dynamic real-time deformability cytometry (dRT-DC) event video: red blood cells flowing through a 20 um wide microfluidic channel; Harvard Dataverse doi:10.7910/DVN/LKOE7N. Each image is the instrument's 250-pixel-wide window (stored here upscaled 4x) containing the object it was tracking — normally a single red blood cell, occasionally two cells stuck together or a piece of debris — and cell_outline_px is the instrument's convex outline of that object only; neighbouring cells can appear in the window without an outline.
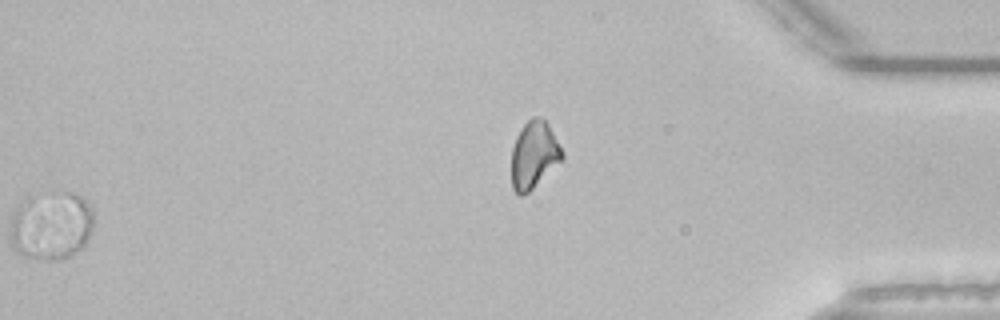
{"species": "common noctule bat (a hibernating species)", "species_latin": "Nyctalus noctula", "temperature_condition": "room temperature", "stored_images_in_passage": 51, "segment_of_instrument_passage": [2, 2], "camera_frame_rate_fps": 3000, "um_per_image_px": 0.085, "animal": {"sex": "male", "body_mass_g": 21.5, "forearm_length_mm": 52.0}, "frame": {"image": 1, "passage_image": 51, "time_ms": 16.667, "image_size_px": [1000, 320], "cell_outline_px": [[564, 160], [524, 196], [520, 196], [512, 188], [512, 148], [516, 136], [524, 124], [532, 116], [540, 116], [548, 124], [564, 152]], "centroid_in_image_um": [45.41, 13.17], "position_along_channel_um": 389.8, "area_um2": 20.06}}